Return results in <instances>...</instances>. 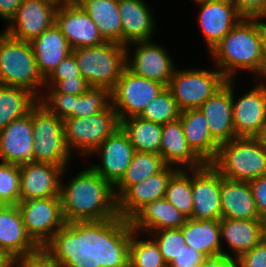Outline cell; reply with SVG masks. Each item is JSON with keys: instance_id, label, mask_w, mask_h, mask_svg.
<instances>
[{"instance_id": "1", "label": "cell", "mask_w": 266, "mask_h": 267, "mask_svg": "<svg viewBox=\"0 0 266 267\" xmlns=\"http://www.w3.org/2000/svg\"><path fill=\"white\" fill-rule=\"evenodd\" d=\"M60 198L66 224L85 244H105L122 226L115 188L91 167L64 185Z\"/></svg>"}, {"instance_id": "2", "label": "cell", "mask_w": 266, "mask_h": 267, "mask_svg": "<svg viewBox=\"0 0 266 267\" xmlns=\"http://www.w3.org/2000/svg\"><path fill=\"white\" fill-rule=\"evenodd\" d=\"M263 21L242 18L210 51L216 68L227 80H233L240 69L256 73L262 80Z\"/></svg>"}, {"instance_id": "3", "label": "cell", "mask_w": 266, "mask_h": 267, "mask_svg": "<svg viewBox=\"0 0 266 267\" xmlns=\"http://www.w3.org/2000/svg\"><path fill=\"white\" fill-rule=\"evenodd\" d=\"M25 230L39 248H82L85 243L66 224L60 196L19 201Z\"/></svg>"}, {"instance_id": "4", "label": "cell", "mask_w": 266, "mask_h": 267, "mask_svg": "<svg viewBox=\"0 0 266 267\" xmlns=\"http://www.w3.org/2000/svg\"><path fill=\"white\" fill-rule=\"evenodd\" d=\"M211 165L224 178L250 182L266 175V148L259 138L237 137L219 145Z\"/></svg>"}, {"instance_id": "5", "label": "cell", "mask_w": 266, "mask_h": 267, "mask_svg": "<svg viewBox=\"0 0 266 267\" xmlns=\"http://www.w3.org/2000/svg\"><path fill=\"white\" fill-rule=\"evenodd\" d=\"M0 85L25 88L38 99L42 96L38 89L45 86L31 43L12 38L4 31L0 33Z\"/></svg>"}, {"instance_id": "6", "label": "cell", "mask_w": 266, "mask_h": 267, "mask_svg": "<svg viewBox=\"0 0 266 267\" xmlns=\"http://www.w3.org/2000/svg\"><path fill=\"white\" fill-rule=\"evenodd\" d=\"M81 76L90 87L114 88L126 68V46L108 42L91 47L72 49Z\"/></svg>"}, {"instance_id": "7", "label": "cell", "mask_w": 266, "mask_h": 267, "mask_svg": "<svg viewBox=\"0 0 266 267\" xmlns=\"http://www.w3.org/2000/svg\"><path fill=\"white\" fill-rule=\"evenodd\" d=\"M33 162L51 163L66 168L71 154L64 138L63 120L39 102L32 108Z\"/></svg>"}, {"instance_id": "8", "label": "cell", "mask_w": 266, "mask_h": 267, "mask_svg": "<svg viewBox=\"0 0 266 267\" xmlns=\"http://www.w3.org/2000/svg\"><path fill=\"white\" fill-rule=\"evenodd\" d=\"M64 138L72 154L73 149L80 155H89L117 129L120 121L113 106L84 118H64Z\"/></svg>"}, {"instance_id": "9", "label": "cell", "mask_w": 266, "mask_h": 267, "mask_svg": "<svg viewBox=\"0 0 266 267\" xmlns=\"http://www.w3.org/2000/svg\"><path fill=\"white\" fill-rule=\"evenodd\" d=\"M227 79L217 70H176L167 88L171 91L180 111L199 108L216 93Z\"/></svg>"}, {"instance_id": "10", "label": "cell", "mask_w": 266, "mask_h": 267, "mask_svg": "<svg viewBox=\"0 0 266 267\" xmlns=\"http://www.w3.org/2000/svg\"><path fill=\"white\" fill-rule=\"evenodd\" d=\"M166 87L162 83L138 76L125 68L111 90V105L119 121L139 116Z\"/></svg>"}, {"instance_id": "11", "label": "cell", "mask_w": 266, "mask_h": 267, "mask_svg": "<svg viewBox=\"0 0 266 267\" xmlns=\"http://www.w3.org/2000/svg\"><path fill=\"white\" fill-rule=\"evenodd\" d=\"M138 232L122 225L105 243L120 267H168L156 241L137 239Z\"/></svg>"}, {"instance_id": "12", "label": "cell", "mask_w": 266, "mask_h": 267, "mask_svg": "<svg viewBox=\"0 0 266 267\" xmlns=\"http://www.w3.org/2000/svg\"><path fill=\"white\" fill-rule=\"evenodd\" d=\"M257 82L254 88L237 101L232 80V108L236 137L258 138L266 124V83ZM235 100V101H234Z\"/></svg>"}, {"instance_id": "13", "label": "cell", "mask_w": 266, "mask_h": 267, "mask_svg": "<svg viewBox=\"0 0 266 267\" xmlns=\"http://www.w3.org/2000/svg\"><path fill=\"white\" fill-rule=\"evenodd\" d=\"M192 175V219L220 220L222 218L220 188L221 174L211 165L188 170Z\"/></svg>"}, {"instance_id": "14", "label": "cell", "mask_w": 266, "mask_h": 267, "mask_svg": "<svg viewBox=\"0 0 266 267\" xmlns=\"http://www.w3.org/2000/svg\"><path fill=\"white\" fill-rule=\"evenodd\" d=\"M130 44L136 45V50L134 55L129 57L131 53H128V47L126 46V68L138 76L168 86L176 68L164 47L153 43L151 40L137 41Z\"/></svg>"}, {"instance_id": "15", "label": "cell", "mask_w": 266, "mask_h": 267, "mask_svg": "<svg viewBox=\"0 0 266 267\" xmlns=\"http://www.w3.org/2000/svg\"><path fill=\"white\" fill-rule=\"evenodd\" d=\"M55 24L71 49L98 46L106 42L96 23L76 2L66 3L56 9Z\"/></svg>"}, {"instance_id": "16", "label": "cell", "mask_w": 266, "mask_h": 267, "mask_svg": "<svg viewBox=\"0 0 266 267\" xmlns=\"http://www.w3.org/2000/svg\"><path fill=\"white\" fill-rule=\"evenodd\" d=\"M179 167L166 166L161 172L131 185L118 198L120 222L125 225L142 207L165 197L167 184Z\"/></svg>"}, {"instance_id": "17", "label": "cell", "mask_w": 266, "mask_h": 267, "mask_svg": "<svg viewBox=\"0 0 266 267\" xmlns=\"http://www.w3.org/2000/svg\"><path fill=\"white\" fill-rule=\"evenodd\" d=\"M57 7L42 0H23L4 30L17 40L31 42L55 22Z\"/></svg>"}, {"instance_id": "18", "label": "cell", "mask_w": 266, "mask_h": 267, "mask_svg": "<svg viewBox=\"0 0 266 267\" xmlns=\"http://www.w3.org/2000/svg\"><path fill=\"white\" fill-rule=\"evenodd\" d=\"M19 171L20 201L60 196L65 168L51 163L29 162L19 165Z\"/></svg>"}, {"instance_id": "19", "label": "cell", "mask_w": 266, "mask_h": 267, "mask_svg": "<svg viewBox=\"0 0 266 267\" xmlns=\"http://www.w3.org/2000/svg\"><path fill=\"white\" fill-rule=\"evenodd\" d=\"M196 3L200 7L198 22L211 51L243 17L230 0H203Z\"/></svg>"}, {"instance_id": "20", "label": "cell", "mask_w": 266, "mask_h": 267, "mask_svg": "<svg viewBox=\"0 0 266 267\" xmlns=\"http://www.w3.org/2000/svg\"><path fill=\"white\" fill-rule=\"evenodd\" d=\"M101 153L102 165L90 166L104 180L115 186L131 163L135 149L121 128L109 136L93 153Z\"/></svg>"}, {"instance_id": "21", "label": "cell", "mask_w": 266, "mask_h": 267, "mask_svg": "<svg viewBox=\"0 0 266 267\" xmlns=\"http://www.w3.org/2000/svg\"><path fill=\"white\" fill-rule=\"evenodd\" d=\"M32 109L0 130V158L2 163L21 165L33 162Z\"/></svg>"}, {"instance_id": "22", "label": "cell", "mask_w": 266, "mask_h": 267, "mask_svg": "<svg viewBox=\"0 0 266 267\" xmlns=\"http://www.w3.org/2000/svg\"><path fill=\"white\" fill-rule=\"evenodd\" d=\"M199 109L207 119L211 137L219 145L237 138L233 122L232 80H227Z\"/></svg>"}, {"instance_id": "23", "label": "cell", "mask_w": 266, "mask_h": 267, "mask_svg": "<svg viewBox=\"0 0 266 267\" xmlns=\"http://www.w3.org/2000/svg\"><path fill=\"white\" fill-rule=\"evenodd\" d=\"M0 249L12 258L32 254L39 249L25 230L18 205H0Z\"/></svg>"}, {"instance_id": "24", "label": "cell", "mask_w": 266, "mask_h": 267, "mask_svg": "<svg viewBox=\"0 0 266 267\" xmlns=\"http://www.w3.org/2000/svg\"><path fill=\"white\" fill-rule=\"evenodd\" d=\"M186 217L165 198L151 201L142 207L126 225L134 231L147 233L160 229L181 228Z\"/></svg>"}, {"instance_id": "25", "label": "cell", "mask_w": 266, "mask_h": 267, "mask_svg": "<svg viewBox=\"0 0 266 267\" xmlns=\"http://www.w3.org/2000/svg\"><path fill=\"white\" fill-rule=\"evenodd\" d=\"M30 43L38 71L44 80L72 52L67 39L55 22Z\"/></svg>"}, {"instance_id": "26", "label": "cell", "mask_w": 266, "mask_h": 267, "mask_svg": "<svg viewBox=\"0 0 266 267\" xmlns=\"http://www.w3.org/2000/svg\"><path fill=\"white\" fill-rule=\"evenodd\" d=\"M148 5L144 0H118L123 45L152 38L156 29Z\"/></svg>"}, {"instance_id": "27", "label": "cell", "mask_w": 266, "mask_h": 267, "mask_svg": "<svg viewBox=\"0 0 266 267\" xmlns=\"http://www.w3.org/2000/svg\"><path fill=\"white\" fill-rule=\"evenodd\" d=\"M160 155L167 166L188 167L189 170L198 169L205 163L190 148L180 118L162 126V140ZM178 164V165H177Z\"/></svg>"}, {"instance_id": "28", "label": "cell", "mask_w": 266, "mask_h": 267, "mask_svg": "<svg viewBox=\"0 0 266 267\" xmlns=\"http://www.w3.org/2000/svg\"><path fill=\"white\" fill-rule=\"evenodd\" d=\"M221 240H226L230 255L238 259L244 253L251 250L265 237V221L262 219L244 220L221 218L219 220Z\"/></svg>"}, {"instance_id": "29", "label": "cell", "mask_w": 266, "mask_h": 267, "mask_svg": "<svg viewBox=\"0 0 266 267\" xmlns=\"http://www.w3.org/2000/svg\"><path fill=\"white\" fill-rule=\"evenodd\" d=\"M220 201L223 218L262 219L257 211L249 182L230 180L221 175Z\"/></svg>"}, {"instance_id": "30", "label": "cell", "mask_w": 266, "mask_h": 267, "mask_svg": "<svg viewBox=\"0 0 266 267\" xmlns=\"http://www.w3.org/2000/svg\"><path fill=\"white\" fill-rule=\"evenodd\" d=\"M179 118L190 148L205 164H211L217 156L219 144L211 137L204 114L199 108L188 109L181 111Z\"/></svg>"}, {"instance_id": "31", "label": "cell", "mask_w": 266, "mask_h": 267, "mask_svg": "<svg viewBox=\"0 0 266 267\" xmlns=\"http://www.w3.org/2000/svg\"><path fill=\"white\" fill-rule=\"evenodd\" d=\"M180 230L187 246L201 252L206 257L230 256L221 245L219 220L186 219Z\"/></svg>"}, {"instance_id": "32", "label": "cell", "mask_w": 266, "mask_h": 267, "mask_svg": "<svg viewBox=\"0 0 266 267\" xmlns=\"http://www.w3.org/2000/svg\"><path fill=\"white\" fill-rule=\"evenodd\" d=\"M75 2L96 23L105 41L122 44V23L118 0H77Z\"/></svg>"}, {"instance_id": "33", "label": "cell", "mask_w": 266, "mask_h": 267, "mask_svg": "<svg viewBox=\"0 0 266 267\" xmlns=\"http://www.w3.org/2000/svg\"><path fill=\"white\" fill-rule=\"evenodd\" d=\"M120 128L135 151L160 155L162 125L133 116L120 120Z\"/></svg>"}, {"instance_id": "34", "label": "cell", "mask_w": 266, "mask_h": 267, "mask_svg": "<svg viewBox=\"0 0 266 267\" xmlns=\"http://www.w3.org/2000/svg\"><path fill=\"white\" fill-rule=\"evenodd\" d=\"M38 103V98L21 87L0 85V130L23 117Z\"/></svg>"}, {"instance_id": "35", "label": "cell", "mask_w": 266, "mask_h": 267, "mask_svg": "<svg viewBox=\"0 0 266 267\" xmlns=\"http://www.w3.org/2000/svg\"><path fill=\"white\" fill-rule=\"evenodd\" d=\"M161 155L147 152H135L130 165L121 180L114 186L117 199L131 186L161 172L165 167Z\"/></svg>"}, {"instance_id": "36", "label": "cell", "mask_w": 266, "mask_h": 267, "mask_svg": "<svg viewBox=\"0 0 266 267\" xmlns=\"http://www.w3.org/2000/svg\"><path fill=\"white\" fill-rule=\"evenodd\" d=\"M188 170L179 169L169 180L165 199L172 203L187 219H192V177Z\"/></svg>"}, {"instance_id": "37", "label": "cell", "mask_w": 266, "mask_h": 267, "mask_svg": "<svg viewBox=\"0 0 266 267\" xmlns=\"http://www.w3.org/2000/svg\"><path fill=\"white\" fill-rule=\"evenodd\" d=\"M80 248H39L13 258L12 267H62Z\"/></svg>"}, {"instance_id": "38", "label": "cell", "mask_w": 266, "mask_h": 267, "mask_svg": "<svg viewBox=\"0 0 266 267\" xmlns=\"http://www.w3.org/2000/svg\"><path fill=\"white\" fill-rule=\"evenodd\" d=\"M111 105V91L90 87L81 95H73L72 118H84L106 110Z\"/></svg>"}, {"instance_id": "39", "label": "cell", "mask_w": 266, "mask_h": 267, "mask_svg": "<svg viewBox=\"0 0 266 267\" xmlns=\"http://www.w3.org/2000/svg\"><path fill=\"white\" fill-rule=\"evenodd\" d=\"M180 110L171 91L166 87L139 115L140 118L164 125L179 118Z\"/></svg>"}, {"instance_id": "40", "label": "cell", "mask_w": 266, "mask_h": 267, "mask_svg": "<svg viewBox=\"0 0 266 267\" xmlns=\"http://www.w3.org/2000/svg\"><path fill=\"white\" fill-rule=\"evenodd\" d=\"M112 261L105 244H85L62 267H107Z\"/></svg>"}, {"instance_id": "41", "label": "cell", "mask_w": 266, "mask_h": 267, "mask_svg": "<svg viewBox=\"0 0 266 267\" xmlns=\"http://www.w3.org/2000/svg\"><path fill=\"white\" fill-rule=\"evenodd\" d=\"M19 201V165L0 162V205H18Z\"/></svg>"}, {"instance_id": "42", "label": "cell", "mask_w": 266, "mask_h": 267, "mask_svg": "<svg viewBox=\"0 0 266 267\" xmlns=\"http://www.w3.org/2000/svg\"><path fill=\"white\" fill-rule=\"evenodd\" d=\"M149 234H153L154 240L167 265L177 257L182 245H186L180 228L160 229Z\"/></svg>"}, {"instance_id": "43", "label": "cell", "mask_w": 266, "mask_h": 267, "mask_svg": "<svg viewBox=\"0 0 266 267\" xmlns=\"http://www.w3.org/2000/svg\"><path fill=\"white\" fill-rule=\"evenodd\" d=\"M46 95L47 97L42 95L38 102L51 114L62 120L64 118H72L73 95L65 93H48Z\"/></svg>"}, {"instance_id": "44", "label": "cell", "mask_w": 266, "mask_h": 267, "mask_svg": "<svg viewBox=\"0 0 266 267\" xmlns=\"http://www.w3.org/2000/svg\"><path fill=\"white\" fill-rule=\"evenodd\" d=\"M65 79H84L81 76L75 56L70 53L45 80L44 87H53L58 81Z\"/></svg>"}, {"instance_id": "45", "label": "cell", "mask_w": 266, "mask_h": 267, "mask_svg": "<svg viewBox=\"0 0 266 267\" xmlns=\"http://www.w3.org/2000/svg\"><path fill=\"white\" fill-rule=\"evenodd\" d=\"M243 18H266V0H230Z\"/></svg>"}, {"instance_id": "46", "label": "cell", "mask_w": 266, "mask_h": 267, "mask_svg": "<svg viewBox=\"0 0 266 267\" xmlns=\"http://www.w3.org/2000/svg\"><path fill=\"white\" fill-rule=\"evenodd\" d=\"M207 257L201 252L182 245L177 257L168 265V267H200Z\"/></svg>"}, {"instance_id": "47", "label": "cell", "mask_w": 266, "mask_h": 267, "mask_svg": "<svg viewBox=\"0 0 266 267\" xmlns=\"http://www.w3.org/2000/svg\"><path fill=\"white\" fill-rule=\"evenodd\" d=\"M237 260L239 267H266V237Z\"/></svg>"}, {"instance_id": "48", "label": "cell", "mask_w": 266, "mask_h": 267, "mask_svg": "<svg viewBox=\"0 0 266 267\" xmlns=\"http://www.w3.org/2000/svg\"><path fill=\"white\" fill-rule=\"evenodd\" d=\"M89 88L90 86L85 79H65L58 81L53 87H49L47 92L78 96L86 92Z\"/></svg>"}, {"instance_id": "49", "label": "cell", "mask_w": 266, "mask_h": 267, "mask_svg": "<svg viewBox=\"0 0 266 267\" xmlns=\"http://www.w3.org/2000/svg\"><path fill=\"white\" fill-rule=\"evenodd\" d=\"M257 211L266 220V175L249 182Z\"/></svg>"}, {"instance_id": "50", "label": "cell", "mask_w": 266, "mask_h": 267, "mask_svg": "<svg viewBox=\"0 0 266 267\" xmlns=\"http://www.w3.org/2000/svg\"><path fill=\"white\" fill-rule=\"evenodd\" d=\"M200 267H239L238 260L231 256L207 257Z\"/></svg>"}, {"instance_id": "51", "label": "cell", "mask_w": 266, "mask_h": 267, "mask_svg": "<svg viewBox=\"0 0 266 267\" xmlns=\"http://www.w3.org/2000/svg\"><path fill=\"white\" fill-rule=\"evenodd\" d=\"M22 2L23 0H0V18L9 22Z\"/></svg>"}, {"instance_id": "52", "label": "cell", "mask_w": 266, "mask_h": 267, "mask_svg": "<svg viewBox=\"0 0 266 267\" xmlns=\"http://www.w3.org/2000/svg\"><path fill=\"white\" fill-rule=\"evenodd\" d=\"M266 77V23L263 22L262 80Z\"/></svg>"}, {"instance_id": "53", "label": "cell", "mask_w": 266, "mask_h": 267, "mask_svg": "<svg viewBox=\"0 0 266 267\" xmlns=\"http://www.w3.org/2000/svg\"><path fill=\"white\" fill-rule=\"evenodd\" d=\"M12 260L5 250L0 249V267H12Z\"/></svg>"}, {"instance_id": "54", "label": "cell", "mask_w": 266, "mask_h": 267, "mask_svg": "<svg viewBox=\"0 0 266 267\" xmlns=\"http://www.w3.org/2000/svg\"><path fill=\"white\" fill-rule=\"evenodd\" d=\"M42 1H46L48 3H51V4L55 5L57 8L59 6L66 4V3H69L68 0H42Z\"/></svg>"}, {"instance_id": "55", "label": "cell", "mask_w": 266, "mask_h": 267, "mask_svg": "<svg viewBox=\"0 0 266 267\" xmlns=\"http://www.w3.org/2000/svg\"><path fill=\"white\" fill-rule=\"evenodd\" d=\"M258 138L262 142L263 146L266 148V124L264 125L263 131Z\"/></svg>"}, {"instance_id": "56", "label": "cell", "mask_w": 266, "mask_h": 267, "mask_svg": "<svg viewBox=\"0 0 266 267\" xmlns=\"http://www.w3.org/2000/svg\"><path fill=\"white\" fill-rule=\"evenodd\" d=\"M107 267H120L114 260Z\"/></svg>"}]
</instances>
